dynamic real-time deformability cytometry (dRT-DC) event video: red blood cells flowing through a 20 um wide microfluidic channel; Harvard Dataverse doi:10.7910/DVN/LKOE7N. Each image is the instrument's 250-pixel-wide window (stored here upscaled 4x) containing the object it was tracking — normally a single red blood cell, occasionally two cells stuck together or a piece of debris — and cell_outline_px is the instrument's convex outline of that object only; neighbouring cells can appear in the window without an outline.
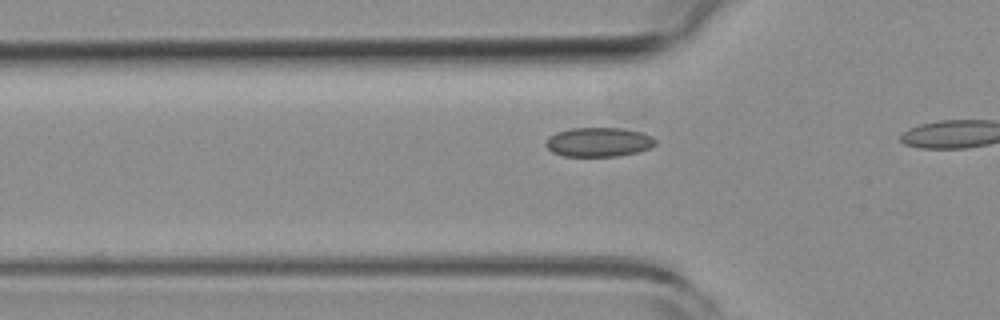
{"species": "common noctule bat (a hibernating species)", "species_latin": "Nyctalus noctula", "temperature_condition": "room temperature", "stored_images_in_passage": 15, "camera_frame_rate_fps": 3000, "um_per_image_px": 0.085, "animal": {"sex": "female", "body_mass_g": 19.3, "forearm_length_mm": 54.1}, "frame": {"image": 1, "passage_image": 13, "time_ms": 4.0, "image_size_px": [1000, 320], "cell_outline_px": [[656, 144], [648, 148], [636, 152], [616, 156], [564, 156], [552, 152], [544, 144], [548, 136], [556, 132], [572, 128], [620, 128], [640, 132], [652, 136], [656, 140]], "centroid_in_image_um": [50.85, 12.07], "position_along_channel_um": 75.0, "area_um2": 18.61}}